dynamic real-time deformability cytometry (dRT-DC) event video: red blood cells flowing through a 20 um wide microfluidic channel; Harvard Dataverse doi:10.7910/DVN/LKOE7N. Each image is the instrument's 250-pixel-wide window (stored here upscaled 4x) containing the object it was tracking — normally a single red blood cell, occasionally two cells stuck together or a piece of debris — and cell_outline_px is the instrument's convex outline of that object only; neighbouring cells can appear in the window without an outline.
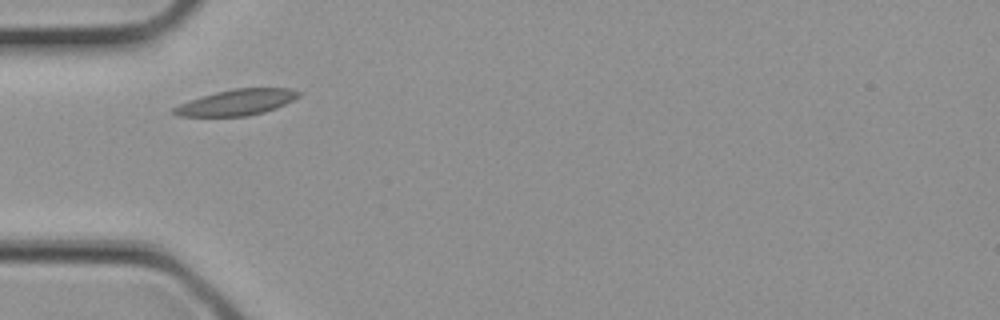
{"species": "common noctule bat (a hibernating species)", "species_latin": "Nyctalus noctula", "temperature_condition": "cold", "stored_images_in_passage": 1, "camera_frame_rate_fps": 3000, "um_per_image_px": 0.085, "animal": {"sex": "female", "body_mass_g": 21.9}, "frame": {"image": 1, "passage_image": 1, "time_ms": 0.0, "image_size_px": [1000, 320], "cell_outline_px": [[300, 96], [276, 108], [264, 112], [248, 116], [176, 116], [172, 112], [172, 108], [180, 104], [200, 96], [216, 92], [236, 88], [292, 88], [300, 92]], "centroid_in_image_um": [20.11, 8.7], "position_along_channel_um": 64.9, "area_um2": 18.79}}